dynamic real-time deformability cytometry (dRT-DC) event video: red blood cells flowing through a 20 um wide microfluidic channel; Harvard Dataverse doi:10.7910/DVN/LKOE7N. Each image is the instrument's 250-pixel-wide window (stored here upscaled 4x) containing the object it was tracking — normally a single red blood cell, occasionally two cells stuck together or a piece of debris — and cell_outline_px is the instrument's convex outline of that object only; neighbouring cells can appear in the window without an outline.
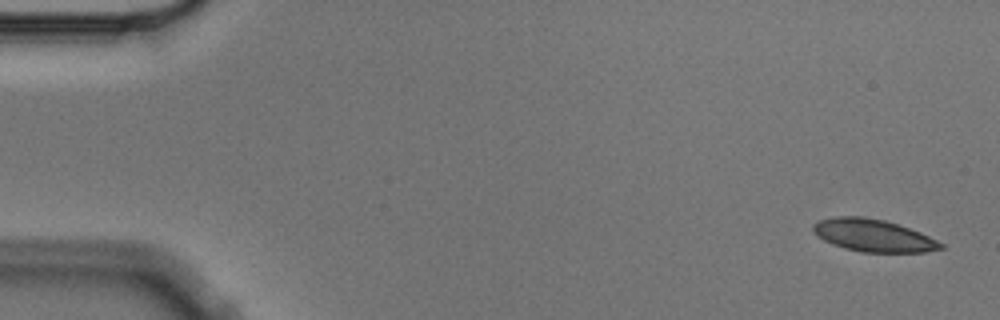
{"species": "Egyptian fruit bat (a non-hibernating species)", "species_latin": "Rousettus aegyptiacus", "temperature_condition": "cold", "stored_images_in_passage": 6, "camera_frame_rate_fps": 3000, "um_per_image_px": 0.085, "animal": {"sex": "male"}, "frame": {"image": 1, "passage_image": 1, "time_ms": 0.0, "image_size_px": [1000, 320], "cell_outline_px": [[944, 248], [924, 252], [860, 252], [844, 248], [832, 244], [816, 236], [812, 228], [812, 224], [820, 220], [836, 216], [860, 216], [884, 220], [920, 232], [944, 244]], "centroid_in_image_um": [74.19, 20.02], "position_along_channel_um": 10.8, "area_um2": 23.99}}
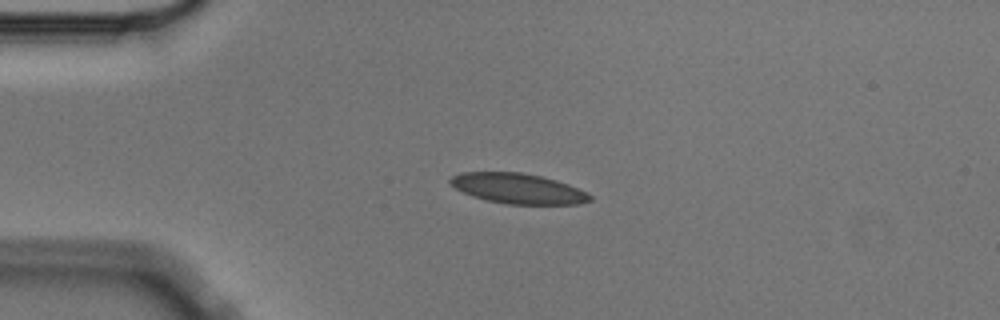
{"frame": {"image": 2, "passage_image": 4, "time_ms": 1.0, "image_size_px": [1000, 320], "cell_outline_px": [[592, 200], [576, 204], [508, 204], [488, 200], [472, 196], [456, 188], [448, 180], [452, 176], [460, 172], [520, 172], [540, 176], [556, 180], [568, 184], [588, 192], [592, 196]], "centroid_in_image_um": [44.05, 16.02], "position_along_channel_um": 41.0, "area_um2": 24.45}}
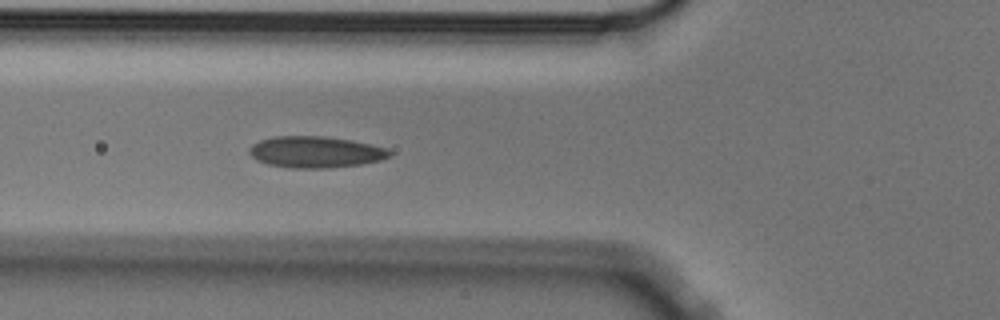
{"frame": {"image": 3, "passage_image": 6, "time_ms": 1.667, "image_size_px": [1000, 320], "cell_outline_px": [[392, 156], [380, 160], [360, 164], [328, 168], [288, 168], [268, 164], [256, 160], [248, 152], [248, 148], [252, 144], [260, 140], [276, 136], [324, 136], [352, 140], [388, 148], [392, 152]], "centroid_in_image_um": [26.82, 12.92], "position_along_channel_um": 99.0, "area_um2": 25.84}}